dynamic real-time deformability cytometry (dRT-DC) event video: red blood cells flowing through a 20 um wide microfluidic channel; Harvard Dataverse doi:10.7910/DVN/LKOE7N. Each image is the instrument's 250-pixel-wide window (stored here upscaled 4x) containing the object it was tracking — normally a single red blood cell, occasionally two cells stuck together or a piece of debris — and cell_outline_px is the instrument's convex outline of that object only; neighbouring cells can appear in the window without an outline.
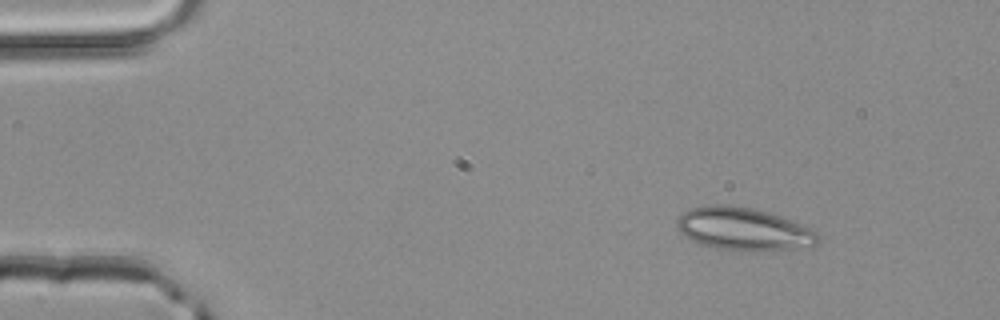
{"species": "common noctule bat (a hibernating species)", "species_latin": "Nyctalus noctula", "temperature_condition": "room temperature", "stored_images_in_passage": 2, "camera_frame_rate_fps": 3000, "um_per_image_px": 0.085, "animal": {"sex": "male", "body_mass_g": 20.4}, "frame": {"image": 1, "passage_image": 1, "time_ms": 0.0, "image_size_px": [1000, 320], "cell_outline_px": [[820, 240], [816, 244], [792, 248], [748, 252], [708, 248], [684, 236], [676, 228], [676, 220], [684, 212], [692, 208], [716, 204], [728, 204], [752, 208], [768, 212], [780, 216], [808, 228], [816, 232], [820, 236]], "centroid_in_image_um": [63.13, 19.48], "position_along_channel_um": 21.9, "area_um2": 35.2}}